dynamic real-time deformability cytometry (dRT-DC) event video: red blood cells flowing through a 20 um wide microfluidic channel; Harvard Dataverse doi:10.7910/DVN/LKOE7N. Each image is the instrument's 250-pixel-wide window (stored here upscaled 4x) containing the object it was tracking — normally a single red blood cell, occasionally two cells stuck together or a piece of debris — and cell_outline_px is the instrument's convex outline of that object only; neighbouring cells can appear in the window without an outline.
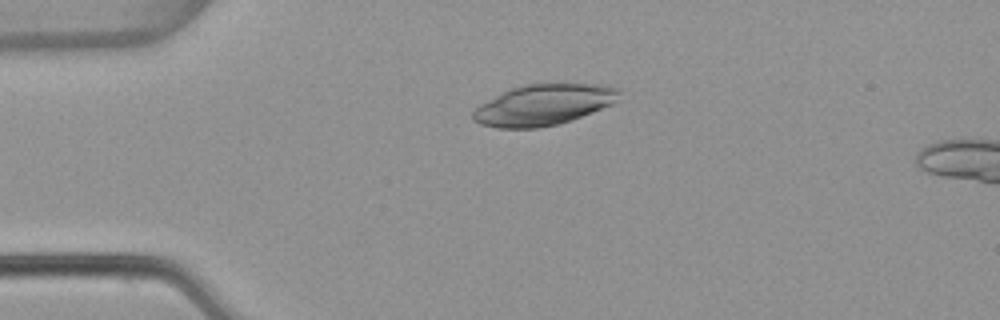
{"species": "common noctule bat (a hibernating species)", "species_latin": "Nyctalus noctula", "temperature_condition": "warm", "stored_images_in_passage": 4, "camera_frame_rate_fps": 3000, "um_per_image_px": 0.085, "animal": {"sex": "female", "body_mass_g": 22.7, "forearm_length_mm": 54.2}, "frame": {"image": 1, "passage_image": 3, "time_ms": 0.667, "image_size_px": [1000, 320], "cell_outline_px": [[620, 92], [616, 100], [612, 104], [572, 120], [540, 128], [496, 128], [480, 124], [472, 120], [472, 112], [480, 104], [512, 88], [524, 84], [600, 84], [620, 88]], "centroid_in_image_um": [46.19, 8.92], "position_along_channel_um": 38.8, "area_um2": 34.62}}